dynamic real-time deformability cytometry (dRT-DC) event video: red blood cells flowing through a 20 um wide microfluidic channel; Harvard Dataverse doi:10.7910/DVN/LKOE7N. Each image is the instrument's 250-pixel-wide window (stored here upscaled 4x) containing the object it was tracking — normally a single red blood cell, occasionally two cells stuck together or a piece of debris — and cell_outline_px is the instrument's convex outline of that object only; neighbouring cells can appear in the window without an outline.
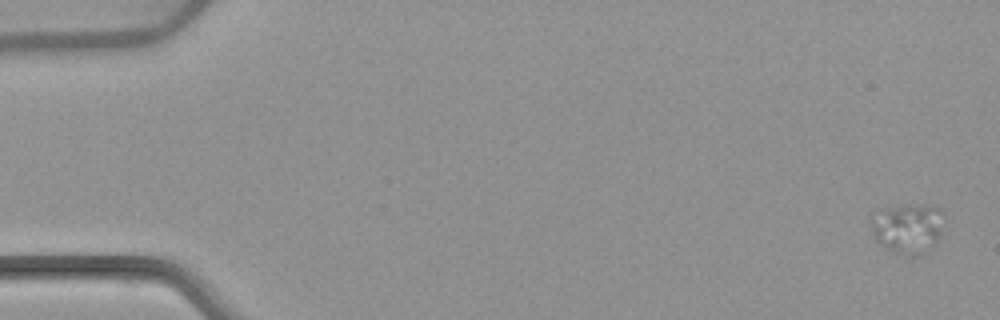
{"species": "common noctule bat (a hibernating species)", "species_latin": "Nyctalus noctula", "temperature_condition": "warm", "stored_images_in_passage": 5, "camera_frame_rate_fps": 3000, "um_per_image_px": 0.085, "animal": {"sex": "female", "body_mass_g": 22.7, "forearm_length_mm": 54.2}, "frame": {"image": 1, "passage_image": 1, "time_ms": 0.0, "image_size_px": [1000, 320], "cell_outline_px": [[944, 216], [940, 240], [936, 244], [924, 252], [916, 256], [912, 256], [892, 252], [884, 248], [876, 240], [872, 232], [872, 212], [876, 208], [908, 204], [916, 204], [940, 208]], "centroid_in_image_um": [77.15, 19.38], "position_along_channel_um": 7.9, "area_um2": 21.91}}
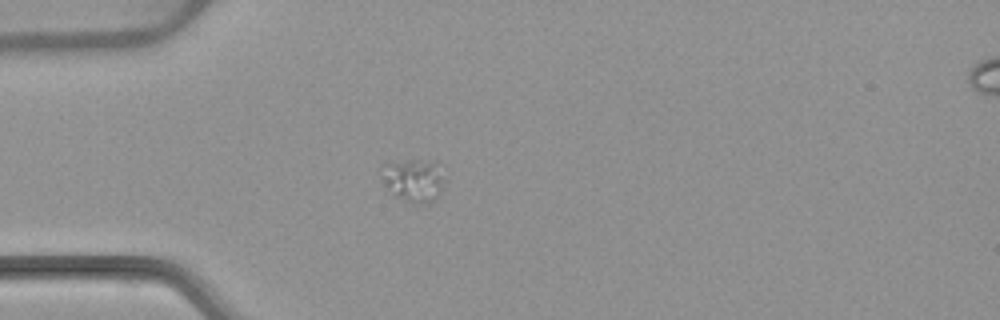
{"frame": {"image": 2, "passage_image": 4, "time_ms": 4.667, "image_size_px": [1000, 320], "cell_outline_px": [[448, 176], [440, 192], [432, 200], [420, 204], [412, 204], [396, 196], [384, 184], [384, 164], [408, 160], [420, 160], [432, 164]], "centroid_in_image_um": [35.2, 15.35], "position_along_channel_um": 49.8, "area_um2": 15.2}}